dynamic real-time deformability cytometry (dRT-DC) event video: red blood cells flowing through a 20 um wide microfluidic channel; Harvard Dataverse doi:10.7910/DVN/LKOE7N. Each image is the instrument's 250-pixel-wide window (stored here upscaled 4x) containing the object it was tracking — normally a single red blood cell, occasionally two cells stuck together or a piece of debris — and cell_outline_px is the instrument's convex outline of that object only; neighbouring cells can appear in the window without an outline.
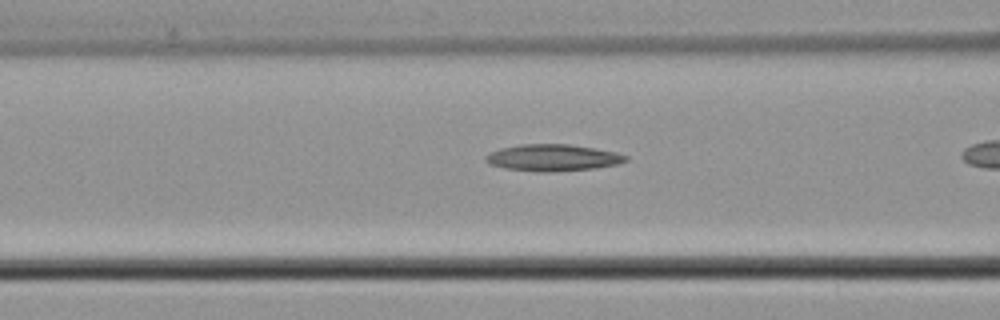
{"species": "common noctule bat (a hibernating species)", "species_latin": "Nyctalus noctula", "temperature_condition": "cold", "stored_images_in_passage": 7, "camera_frame_rate_fps": 3000, "um_per_image_px": 0.085, "animal": {"sex": "male", "body_mass_g": 21.5, "forearm_length_mm": 52.0}, "frame": {"image": 1, "passage_image": 5, "time_ms": 1.333, "image_size_px": [1000, 320], "cell_outline_px": [[628, 160], [616, 164], [596, 168], [548, 172], [540, 172], [504, 168], [488, 164], [484, 160], [484, 156], [500, 148], [520, 144], [568, 144], [596, 148], [616, 152], [628, 156]], "centroid_in_image_um": [46.97, 13.4], "position_along_channel_um": 119.6, "area_um2": 21.85}}